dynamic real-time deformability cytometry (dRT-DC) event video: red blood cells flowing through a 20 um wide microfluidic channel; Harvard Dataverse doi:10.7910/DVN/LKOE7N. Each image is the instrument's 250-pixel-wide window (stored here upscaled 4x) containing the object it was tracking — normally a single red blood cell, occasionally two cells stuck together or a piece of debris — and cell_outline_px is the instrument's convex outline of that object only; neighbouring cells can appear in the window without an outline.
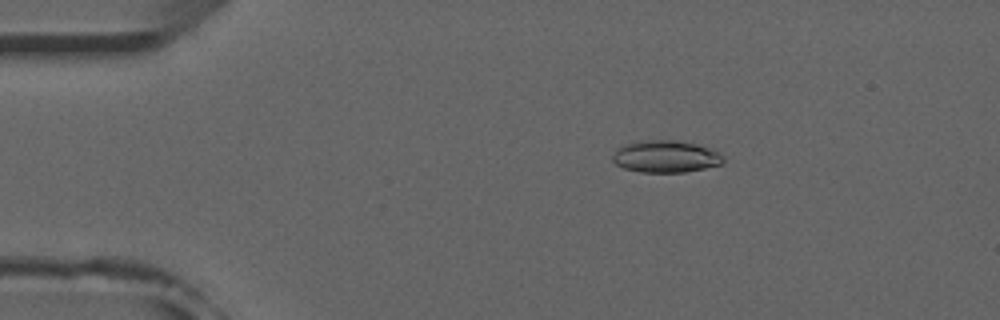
{"species": "common noctule bat (a hibernating species)", "species_latin": "Nyctalus noctula", "temperature_condition": "room temperature", "stored_images_in_passage": 46, "camera_frame_rate_fps": 3000, "um_per_image_px": 0.085, "animal": {"sex": "male", "forearm_length_mm": 52.5}, "frame": {"image": 1, "passage_image": 3, "time_ms": 0.667, "image_size_px": [1000, 320], "cell_outline_px": [[724, 164], [684, 172], [640, 172], [624, 168], [616, 164], [612, 160], [612, 156], [616, 148], [624, 144], [640, 140], [676, 140], [696, 144], [712, 148], [724, 156]], "centroid_in_image_um": [56.59, 13.29], "position_along_channel_um": 28.4, "area_um2": 20.92}}
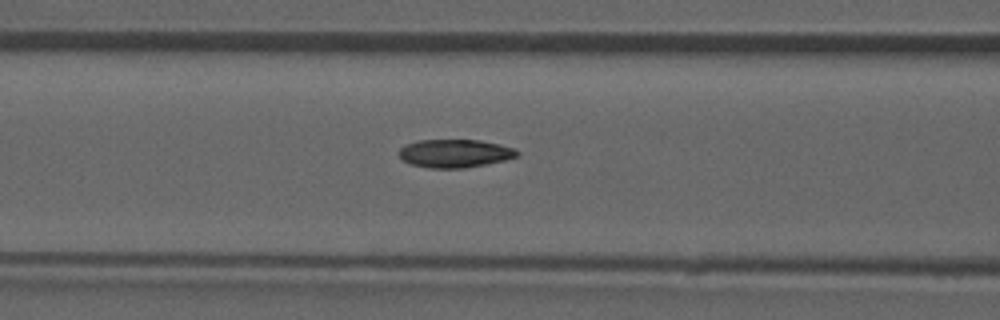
{"frame": {"image": 2, "passage_image": 15, "time_ms": 4.667, "image_size_px": [1000, 320], "cell_outline_px": [[520, 156], [504, 160], [464, 168], [428, 168], [412, 164], [404, 160], [396, 152], [400, 148], [408, 144], [420, 140], [480, 140], [516, 148], [520, 152]], "centroid_in_image_um": [38.69, 13.03], "position_along_channel_um": 127.9, "area_um2": 19.36}}
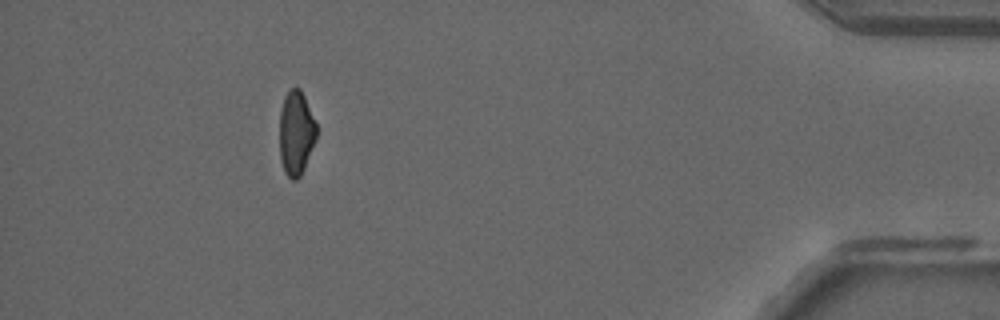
{"frame": {"image": 3, "passage_image": 41, "time_ms": 13.333, "image_size_px": [1000, 320], "cell_outline_px": [[316, 140], [304, 168], [300, 176], [296, 180], [292, 180], [284, 172], [280, 160], [280, 112], [284, 96], [292, 88], [300, 88], [304, 96], [316, 124]], "centroid_in_image_um": [25.16, 11.33], "position_along_channel_um": 410.0, "area_um2": 18.03}, "authors_computed_cell_mechanics": {"area_um2": 19.5942, "velocity_mm_per_s": 3.9467, "shape_relaxation_time_tau1_ms": null, "shape_relaxation_time_tau2_ms": 3.774, "deformation_change_tau1": null, "deformation_change_tau2": 0.0949}}